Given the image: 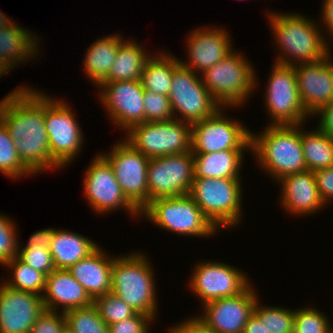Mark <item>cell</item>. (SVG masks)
<instances>
[{
  "instance_id": "74e56055",
  "label": "cell",
  "mask_w": 333,
  "mask_h": 333,
  "mask_svg": "<svg viewBox=\"0 0 333 333\" xmlns=\"http://www.w3.org/2000/svg\"><path fill=\"white\" fill-rule=\"evenodd\" d=\"M12 219L0 212V266L18 255L20 236L16 221Z\"/></svg>"
},
{
  "instance_id": "d4e9b609",
  "label": "cell",
  "mask_w": 333,
  "mask_h": 333,
  "mask_svg": "<svg viewBox=\"0 0 333 333\" xmlns=\"http://www.w3.org/2000/svg\"><path fill=\"white\" fill-rule=\"evenodd\" d=\"M39 38L29 28L16 22L9 27L0 28V61L15 69L24 62L27 64L29 60L32 62L40 59L37 58L42 52Z\"/></svg>"
},
{
  "instance_id": "3957f363",
  "label": "cell",
  "mask_w": 333,
  "mask_h": 333,
  "mask_svg": "<svg viewBox=\"0 0 333 333\" xmlns=\"http://www.w3.org/2000/svg\"><path fill=\"white\" fill-rule=\"evenodd\" d=\"M251 132V155L260 171L277 182L287 175L307 171L301 142V124L265 125ZM267 173V174H266Z\"/></svg>"
},
{
  "instance_id": "1f68e13d",
  "label": "cell",
  "mask_w": 333,
  "mask_h": 333,
  "mask_svg": "<svg viewBox=\"0 0 333 333\" xmlns=\"http://www.w3.org/2000/svg\"><path fill=\"white\" fill-rule=\"evenodd\" d=\"M3 266L6 271L10 272L8 278L7 276L6 279L1 277L4 284L13 289L29 291L42 296L46 282V276L43 273L27 265L17 256Z\"/></svg>"
},
{
  "instance_id": "ac0fdd59",
  "label": "cell",
  "mask_w": 333,
  "mask_h": 333,
  "mask_svg": "<svg viewBox=\"0 0 333 333\" xmlns=\"http://www.w3.org/2000/svg\"><path fill=\"white\" fill-rule=\"evenodd\" d=\"M256 289V290H255ZM255 284L241 294L220 298L201 307L202 314H196L214 333H243L260 297Z\"/></svg>"
},
{
  "instance_id": "d590c367",
  "label": "cell",
  "mask_w": 333,
  "mask_h": 333,
  "mask_svg": "<svg viewBox=\"0 0 333 333\" xmlns=\"http://www.w3.org/2000/svg\"><path fill=\"white\" fill-rule=\"evenodd\" d=\"M331 319L317 307L295 309L293 333H332Z\"/></svg>"
},
{
  "instance_id": "30bf717a",
  "label": "cell",
  "mask_w": 333,
  "mask_h": 333,
  "mask_svg": "<svg viewBox=\"0 0 333 333\" xmlns=\"http://www.w3.org/2000/svg\"><path fill=\"white\" fill-rule=\"evenodd\" d=\"M224 109L220 107L212 116L191 125L192 153L251 150V129L239 119L228 117Z\"/></svg>"
},
{
  "instance_id": "9c48e42d",
  "label": "cell",
  "mask_w": 333,
  "mask_h": 333,
  "mask_svg": "<svg viewBox=\"0 0 333 333\" xmlns=\"http://www.w3.org/2000/svg\"><path fill=\"white\" fill-rule=\"evenodd\" d=\"M272 66L263 91L264 107L270 119L267 125L307 123L311 116L300 101L294 66L278 63Z\"/></svg>"
},
{
  "instance_id": "836d02e7",
  "label": "cell",
  "mask_w": 333,
  "mask_h": 333,
  "mask_svg": "<svg viewBox=\"0 0 333 333\" xmlns=\"http://www.w3.org/2000/svg\"><path fill=\"white\" fill-rule=\"evenodd\" d=\"M258 298L253 313L270 333H293L295 309L280 306H265Z\"/></svg>"
},
{
  "instance_id": "8d00e7d4",
  "label": "cell",
  "mask_w": 333,
  "mask_h": 333,
  "mask_svg": "<svg viewBox=\"0 0 333 333\" xmlns=\"http://www.w3.org/2000/svg\"><path fill=\"white\" fill-rule=\"evenodd\" d=\"M93 305L107 325L117 323L137 314L135 310L112 292L94 298Z\"/></svg>"
},
{
  "instance_id": "f1b7e54d",
  "label": "cell",
  "mask_w": 333,
  "mask_h": 333,
  "mask_svg": "<svg viewBox=\"0 0 333 333\" xmlns=\"http://www.w3.org/2000/svg\"><path fill=\"white\" fill-rule=\"evenodd\" d=\"M130 38L118 46L115 61L103 82L141 80L145 63L152 53L146 51V47L136 41L137 38Z\"/></svg>"
},
{
  "instance_id": "8fae6325",
  "label": "cell",
  "mask_w": 333,
  "mask_h": 333,
  "mask_svg": "<svg viewBox=\"0 0 333 333\" xmlns=\"http://www.w3.org/2000/svg\"><path fill=\"white\" fill-rule=\"evenodd\" d=\"M125 140L150 158L191 151V124L172 119L144 122L125 133Z\"/></svg>"
},
{
  "instance_id": "7402d4cb",
  "label": "cell",
  "mask_w": 333,
  "mask_h": 333,
  "mask_svg": "<svg viewBox=\"0 0 333 333\" xmlns=\"http://www.w3.org/2000/svg\"><path fill=\"white\" fill-rule=\"evenodd\" d=\"M276 183L281 190L279 205L292 216H313L327 207L319 194L313 171L287 175Z\"/></svg>"
},
{
  "instance_id": "816d5d0a",
  "label": "cell",
  "mask_w": 333,
  "mask_h": 333,
  "mask_svg": "<svg viewBox=\"0 0 333 333\" xmlns=\"http://www.w3.org/2000/svg\"><path fill=\"white\" fill-rule=\"evenodd\" d=\"M61 333H74V332L70 330L67 326H65Z\"/></svg>"
},
{
  "instance_id": "f35d334b",
  "label": "cell",
  "mask_w": 333,
  "mask_h": 333,
  "mask_svg": "<svg viewBox=\"0 0 333 333\" xmlns=\"http://www.w3.org/2000/svg\"><path fill=\"white\" fill-rule=\"evenodd\" d=\"M145 122H160L174 119L167 95L144 90Z\"/></svg>"
},
{
  "instance_id": "2e32d148",
  "label": "cell",
  "mask_w": 333,
  "mask_h": 333,
  "mask_svg": "<svg viewBox=\"0 0 333 333\" xmlns=\"http://www.w3.org/2000/svg\"><path fill=\"white\" fill-rule=\"evenodd\" d=\"M193 180L192 151L150 158L147 168L148 204L157 198L189 194Z\"/></svg>"
},
{
  "instance_id": "4316f807",
  "label": "cell",
  "mask_w": 333,
  "mask_h": 333,
  "mask_svg": "<svg viewBox=\"0 0 333 333\" xmlns=\"http://www.w3.org/2000/svg\"><path fill=\"white\" fill-rule=\"evenodd\" d=\"M124 40V36L113 33L94 40L86 49L81 69L94 86L98 87L108 77L118 46Z\"/></svg>"
},
{
  "instance_id": "5bb4252c",
  "label": "cell",
  "mask_w": 333,
  "mask_h": 333,
  "mask_svg": "<svg viewBox=\"0 0 333 333\" xmlns=\"http://www.w3.org/2000/svg\"><path fill=\"white\" fill-rule=\"evenodd\" d=\"M92 159L82 181L84 197L91 210L106 216L123 209L134 219H140V212L123 194L108 160L101 153Z\"/></svg>"
},
{
  "instance_id": "4dcf8cb0",
  "label": "cell",
  "mask_w": 333,
  "mask_h": 333,
  "mask_svg": "<svg viewBox=\"0 0 333 333\" xmlns=\"http://www.w3.org/2000/svg\"><path fill=\"white\" fill-rule=\"evenodd\" d=\"M305 125L301 124V142L307 170L333 167V139L317 126L305 131Z\"/></svg>"
},
{
  "instance_id": "603a6c76",
  "label": "cell",
  "mask_w": 333,
  "mask_h": 333,
  "mask_svg": "<svg viewBox=\"0 0 333 333\" xmlns=\"http://www.w3.org/2000/svg\"><path fill=\"white\" fill-rule=\"evenodd\" d=\"M42 299L45 309L63 313L93 304L84 287L64 269H55L46 277Z\"/></svg>"
},
{
  "instance_id": "f907efd6",
  "label": "cell",
  "mask_w": 333,
  "mask_h": 333,
  "mask_svg": "<svg viewBox=\"0 0 333 333\" xmlns=\"http://www.w3.org/2000/svg\"><path fill=\"white\" fill-rule=\"evenodd\" d=\"M11 67H9L6 63L0 61V79L3 76L7 75L9 72L11 73Z\"/></svg>"
},
{
  "instance_id": "cb8c5ba5",
  "label": "cell",
  "mask_w": 333,
  "mask_h": 333,
  "mask_svg": "<svg viewBox=\"0 0 333 333\" xmlns=\"http://www.w3.org/2000/svg\"><path fill=\"white\" fill-rule=\"evenodd\" d=\"M98 246L86 258L70 266L68 272L84 287L92 299L111 292L113 258Z\"/></svg>"
},
{
  "instance_id": "ee69618b",
  "label": "cell",
  "mask_w": 333,
  "mask_h": 333,
  "mask_svg": "<svg viewBox=\"0 0 333 333\" xmlns=\"http://www.w3.org/2000/svg\"><path fill=\"white\" fill-rule=\"evenodd\" d=\"M179 323V324H178ZM178 323L168 327L167 333H214L200 318L196 315L190 318H184Z\"/></svg>"
},
{
  "instance_id": "f5cc1de1",
  "label": "cell",
  "mask_w": 333,
  "mask_h": 333,
  "mask_svg": "<svg viewBox=\"0 0 333 333\" xmlns=\"http://www.w3.org/2000/svg\"><path fill=\"white\" fill-rule=\"evenodd\" d=\"M333 323L331 322V332L333 333Z\"/></svg>"
},
{
  "instance_id": "7a4b0ae2",
  "label": "cell",
  "mask_w": 333,
  "mask_h": 333,
  "mask_svg": "<svg viewBox=\"0 0 333 333\" xmlns=\"http://www.w3.org/2000/svg\"><path fill=\"white\" fill-rule=\"evenodd\" d=\"M289 12L266 11L275 42L272 44L278 53L277 57L274 56V63L296 66L326 58L333 44L327 41L318 20L300 12Z\"/></svg>"
},
{
  "instance_id": "60d3db41",
  "label": "cell",
  "mask_w": 333,
  "mask_h": 333,
  "mask_svg": "<svg viewBox=\"0 0 333 333\" xmlns=\"http://www.w3.org/2000/svg\"><path fill=\"white\" fill-rule=\"evenodd\" d=\"M155 320L146 314L137 313L127 319L108 325L109 333H150V327Z\"/></svg>"
},
{
  "instance_id": "8992f818",
  "label": "cell",
  "mask_w": 333,
  "mask_h": 333,
  "mask_svg": "<svg viewBox=\"0 0 333 333\" xmlns=\"http://www.w3.org/2000/svg\"><path fill=\"white\" fill-rule=\"evenodd\" d=\"M241 184V179L194 178L189 195L219 232L229 231L242 225L244 218Z\"/></svg>"
},
{
  "instance_id": "f6af8a7d",
  "label": "cell",
  "mask_w": 333,
  "mask_h": 333,
  "mask_svg": "<svg viewBox=\"0 0 333 333\" xmlns=\"http://www.w3.org/2000/svg\"><path fill=\"white\" fill-rule=\"evenodd\" d=\"M321 13L318 22L327 41L333 43V0H321ZM326 33V34H325ZM327 35V36H326ZM329 36V38H328ZM332 39V40H331Z\"/></svg>"
},
{
  "instance_id": "bcb514c9",
  "label": "cell",
  "mask_w": 333,
  "mask_h": 333,
  "mask_svg": "<svg viewBox=\"0 0 333 333\" xmlns=\"http://www.w3.org/2000/svg\"><path fill=\"white\" fill-rule=\"evenodd\" d=\"M317 118L316 126L333 139V101L321 107L317 112H315L312 117Z\"/></svg>"
},
{
  "instance_id": "7dc6e473",
  "label": "cell",
  "mask_w": 333,
  "mask_h": 333,
  "mask_svg": "<svg viewBox=\"0 0 333 333\" xmlns=\"http://www.w3.org/2000/svg\"><path fill=\"white\" fill-rule=\"evenodd\" d=\"M54 230V227H50L33 232V234H31V236L29 237V241H27L28 243H26V245L21 246L22 244L19 242V248H28L33 245L37 247L44 246L49 248L50 243L53 239Z\"/></svg>"
},
{
  "instance_id": "d6a6232c",
  "label": "cell",
  "mask_w": 333,
  "mask_h": 333,
  "mask_svg": "<svg viewBox=\"0 0 333 333\" xmlns=\"http://www.w3.org/2000/svg\"><path fill=\"white\" fill-rule=\"evenodd\" d=\"M0 173L12 180L34 175L20 160L12 137L0 121Z\"/></svg>"
},
{
  "instance_id": "6da1fadb",
  "label": "cell",
  "mask_w": 333,
  "mask_h": 333,
  "mask_svg": "<svg viewBox=\"0 0 333 333\" xmlns=\"http://www.w3.org/2000/svg\"><path fill=\"white\" fill-rule=\"evenodd\" d=\"M35 89L28 84L17 86L0 100V121L12 137L20 160L34 176L61 169L51 159L44 123V92Z\"/></svg>"
},
{
  "instance_id": "7bdbcfd3",
  "label": "cell",
  "mask_w": 333,
  "mask_h": 333,
  "mask_svg": "<svg viewBox=\"0 0 333 333\" xmlns=\"http://www.w3.org/2000/svg\"><path fill=\"white\" fill-rule=\"evenodd\" d=\"M319 194L326 206L333 202V167L314 171Z\"/></svg>"
},
{
  "instance_id": "4fadbf2b",
  "label": "cell",
  "mask_w": 333,
  "mask_h": 333,
  "mask_svg": "<svg viewBox=\"0 0 333 333\" xmlns=\"http://www.w3.org/2000/svg\"><path fill=\"white\" fill-rule=\"evenodd\" d=\"M171 85L168 97L174 119L192 125L221 107L204 86L201 75L180 63L174 68Z\"/></svg>"
},
{
  "instance_id": "c3c4849f",
  "label": "cell",
  "mask_w": 333,
  "mask_h": 333,
  "mask_svg": "<svg viewBox=\"0 0 333 333\" xmlns=\"http://www.w3.org/2000/svg\"><path fill=\"white\" fill-rule=\"evenodd\" d=\"M243 333H270L265 328L264 324L260 321V319L253 313L245 327Z\"/></svg>"
},
{
  "instance_id": "83f0119b",
  "label": "cell",
  "mask_w": 333,
  "mask_h": 333,
  "mask_svg": "<svg viewBox=\"0 0 333 333\" xmlns=\"http://www.w3.org/2000/svg\"><path fill=\"white\" fill-rule=\"evenodd\" d=\"M88 236L67 229L55 228L49 249L56 269L67 270L86 258L99 245Z\"/></svg>"
},
{
  "instance_id": "d6986e66",
  "label": "cell",
  "mask_w": 333,
  "mask_h": 333,
  "mask_svg": "<svg viewBox=\"0 0 333 333\" xmlns=\"http://www.w3.org/2000/svg\"><path fill=\"white\" fill-rule=\"evenodd\" d=\"M218 27L205 25L188 32L184 38L188 60L178 58L179 63L201 75L228 55L234 49L233 39L224 26Z\"/></svg>"
},
{
  "instance_id": "e575fe53",
  "label": "cell",
  "mask_w": 333,
  "mask_h": 333,
  "mask_svg": "<svg viewBox=\"0 0 333 333\" xmlns=\"http://www.w3.org/2000/svg\"><path fill=\"white\" fill-rule=\"evenodd\" d=\"M66 326L74 333H109L108 325L92 304L64 312Z\"/></svg>"
},
{
  "instance_id": "ffe728a7",
  "label": "cell",
  "mask_w": 333,
  "mask_h": 333,
  "mask_svg": "<svg viewBox=\"0 0 333 333\" xmlns=\"http://www.w3.org/2000/svg\"><path fill=\"white\" fill-rule=\"evenodd\" d=\"M44 310L42 296L0 281V333H30Z\"/></svg>"
},
{
  "instance_id": "ba28073f",
  "label": "cell",
  "mask_w": 333,
  "mask_h": 333,
  "mask_svg": "<svg viewBox=\"0 0 333 333\" xmlns=\"http://www.w3.org/2000/svg\"><path fill=\"white\" fill-rule=\"evenodd\" d=\"M72 109L64 98H52L44 92V123L51 159L62 169L80 156L85 145L83 128Z\"/></svg>"
},
{
  "instance_id": "5b68a950",
  "label": "cell",
  "mask_w": 333,
  "mask_h": 333,
  "mask_svg": "<svg viewBox=\"0 0 333 333\" xmlns=\"http://www.w3.org/2000/svg\"><path fill=\"white\" fill-rule=\"evenodd\" d=\"M242 52L233 49L220 62L201 74L204 86L212 98L221 107L232 108L231 111L249 103L251 95L260 86L257 70Z\"/></svg>"
},
{
  "instance_id": "52a82bcc",
  "label": "cell",
  "mask_w": 333,
  "mask_h": 333,
  "mask_svg": "<svg viewBox=\"0 0 333 333\" xmlns=\"http://www.w3.org/2000/svg\"><path fill=\"white\" fill-rule=\"evenodd\" d=\"M140 216V220L145 218L159 229L175 235L209 238L219 233L189 194L154 199L140 212Z\"/></svg>"
},
{
  "instance_id": "277c9868",
  "label": "cell",
  "mask_w": 333,
  "mask_h": 333,
  "mask_svg": "<svg viewBox=\"0 0 333 333\" xmlns=\"http://www.w3.org/2000/svg\"><path fill=\"white\" fill-rule=\"evenodd\" d=\"M143 253V254H142ZM148 255L135 251L113 258L111 292L140 314L158 318L156 276Z\"/></svg>"
},
{
  "instance_id": "e0dca14e",
  "label": "cell",
  "mask_w": 333,
  "mask_h": 333,
  "mask_svg": "<svg viewBox=\"0 0 333 333\" xmlns=\"http://www.w3.org/2000/svg\"><path fill=\"white\" fill-rule=\"evenodd\" d=\"M97 88L99 104L118 130L125 134L133 126L145 122L141 80L102 82Z\"/></svg>"
},
{
  "instance_id": "44dd1931",
  "label": "cell",
  "mask_w": 333,
  "mask_h": 333,
  "mask_svg": "<svg viewBox=\"0 0 333 333\" xmlns=\"http://www.w3.org/2000/svg\"><path fill=\"white\" fill-rule=\"evenodd\" d=\"M333 53L314 62L294 66L300 101L311 116L333 101Z\"/></svg>"
},
{
  "instance_id": "b9f144b4",
  "label": "cell",
  "mask_w": 333,
  "mask_h": 333,
  "mask_svg": "<svg viewBox=\"0 0 333 333\" xmlns=\"http://www.w3.org/2000/svg\"><path fill=\"white\" fill-rule=\"evenodd\" d=\"M66 326L63 312L45 309L33 325L30 333H61Z\"/></svg>"
},
{
  "instance_id": "9a60e30c",
  "label": "cell",
  "mask_w": 333,
  "mask_h": 333,
  "mask_svg": "<svg viewBox=\"0 0 333 333\" xmlns=\"http://www.w3.org/2000/svg\"><path fill=\"white\" fill-rule=\"evenodd\" d=\"M112 166L127 200L141 212L148 205L147 168L149 158L124 138L107 152H100Z\"/></svg>"
},
{
  "instance_id": "7c38bea8",
  "label": "cell",
  "mask_w": 333,
  "mask_h": 333,
  "mask_svg": "<svg viewBox=\"0 0 333 333\" xmlns=\"http://www.w3.org/2000/svg\"><path fill=\"white\" fill-rule=\"evenodd\" d=\"M227 262L205 260L194 265L188 279L191 290L201 306L220 298L234 297L244 292L253 282L241 268Z\"/></svg>"
},
{
  "instance_id": "ab89813d",
  "label": "cell",
  "mask_w": 333,
  "mask_h": 333,
  "mask_svg": "<svg viewBox=\"0 0 333 333\" xmlns=\"http://www.w3.org/2000/svg\"><path fill=\"white\" fill-rule=\"evenodd\" d=\"M17 257L46 277L56 269L50 249L44 246L33 245L28 248H18Z\"/></svg>"
},
{
  "instance_id": "681fc988",
  "label": "cell",
  "mask_w": 333,
  "mask_h": 333,
  "mask_svg": "<svg viewBox=\"0 0 333 333\" xmlns=\"http://www.w3.org/2000/svg\"><path fill=\"white\" fill-rule=\"evenodd\" d=\"M14 22V19H11L9 16L7 17V15L0 9V28L9 27Z\"/></svg>"
},
{
  "instance_id": "f546056e",
  "label": "cell",
  "mask_w": 333,
  "mask_h": 333,
  "mask_svg": "<svg viewBox=\"0 0 333 333\" xmlns=\"http://www.w3.org/2000/svg\"><path fill=\"white\" fill-rule=\"evenodd\" d=\"M165 51H156V54L152 52L145 63L141 83L144 90L168 96L174 68L179 64V59L168 50Z\"/></svg>"
},
{
  "instance_id": "484cf974",
  "label": "cell",
  "mask_w": 333,
  "mask_h": 333,
  "mask_svg": "<svg viewBox=\"0 0 333 333\" xmlns=\"http://www.w3.org/2000/svg\"><path fill=\"white\" fill-rule=\"evenodd\" d=\"M251 150H222L193 153L194 178L241 179L245 153Z\"/></svg>"
}]
</instances>
